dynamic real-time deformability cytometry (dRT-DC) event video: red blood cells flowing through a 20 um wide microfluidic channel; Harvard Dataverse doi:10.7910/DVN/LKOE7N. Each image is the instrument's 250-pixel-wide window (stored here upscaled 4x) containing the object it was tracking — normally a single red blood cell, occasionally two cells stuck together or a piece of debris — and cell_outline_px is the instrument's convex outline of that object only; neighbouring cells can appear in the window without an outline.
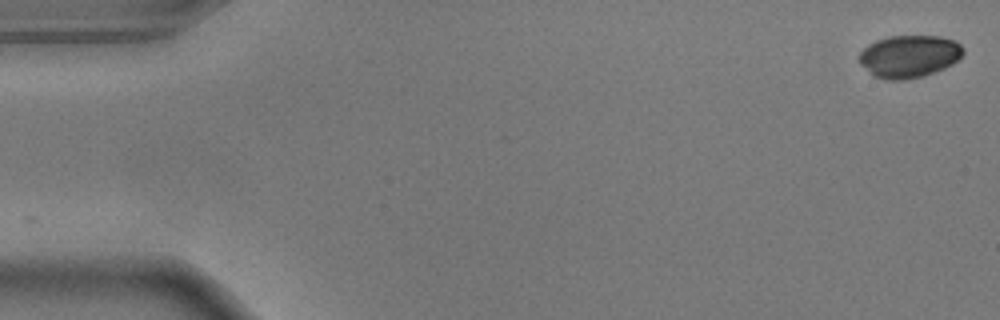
{"species": "common noctule bat (a hibernating species)", "species_latin": "Nyctalus noctula", "temperature_condition": "warm", "stored_images_in_passage": 55, "camera_frame_rate_fps": 3000, "um_per_image_px": 0.085, "animal": {"sex": "male", "body_mass_g": 17.9}, "frame": {"image": 1, "passage_image": 1, "time_ms": 0.0, "image_size_px": [1000, 320], "cell_outline_px": [[964, 52], [952, 64], [944, 68], [924, 76], [904, 80], [884, 80], [872, 76], [860, 64], [856, 56], [868, 44], [876, 40], [888, 36], [940, 36], [956, 40], [964, 48]], "centroid_in_image_um": [77.24, 4.79], "position_along_channel_um": 7.8, "area_um2": 26.13}}
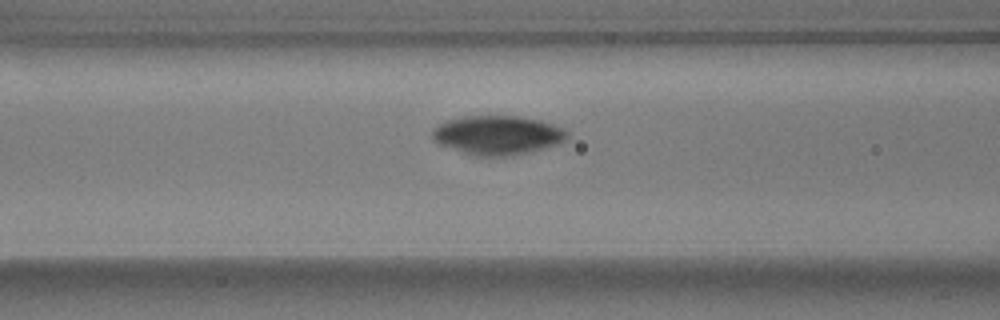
{"frame": {"image": 2, "passage_image": 22, "time_ms": 7.0, "image_size_px": [1000, 320], "cell_outline_px": [[568, 140], [560, 144], [512, 156], [472, 156], [440, 144], [432, 140], [432, 132], [440, 124], [448, 120], [464, 116], [516, 116], [540, 120], [564, 128], [568, 132]], "centroid_in_image_um": [42.33, 11.5], "position_along_channel_um": 124.3, "area_um2": 30.81}}
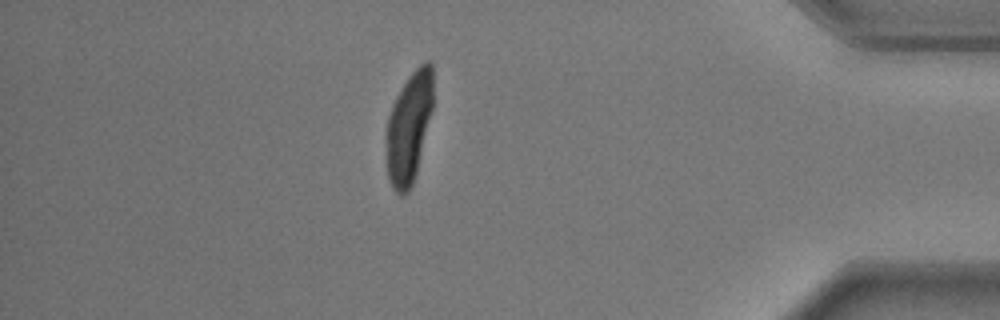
{"frame": {"image": 3, "passage_image": 48, "time_ms": 15.667, "image_size_px": [1000, 320], "cell_outline_px": [[432, 108], [416, 172], [412, 184], [408, 192], [404, 196], [400, 196], [392, 188], [388, 180], [384, 136], [388, 116], [392, 104], [396, 96], [408, 76], [424, 60], [428, 60], [432, 64]], "centroid_in_image_um": [34.71, 10.86], "position_along_channel_um": 400.5, "area_um2": 30.46}, "authors_computed_cell_mechanics": {"area_um2": 29.767, "velocity_mm_per_s": 3.6481, "shape_relaxation_time_tau1_ms": 4.1614, "shape_relaxation_time_tau2_ms": null, "deformation_change_tau1": 0.2331, "deformation_change_tau2": null}}